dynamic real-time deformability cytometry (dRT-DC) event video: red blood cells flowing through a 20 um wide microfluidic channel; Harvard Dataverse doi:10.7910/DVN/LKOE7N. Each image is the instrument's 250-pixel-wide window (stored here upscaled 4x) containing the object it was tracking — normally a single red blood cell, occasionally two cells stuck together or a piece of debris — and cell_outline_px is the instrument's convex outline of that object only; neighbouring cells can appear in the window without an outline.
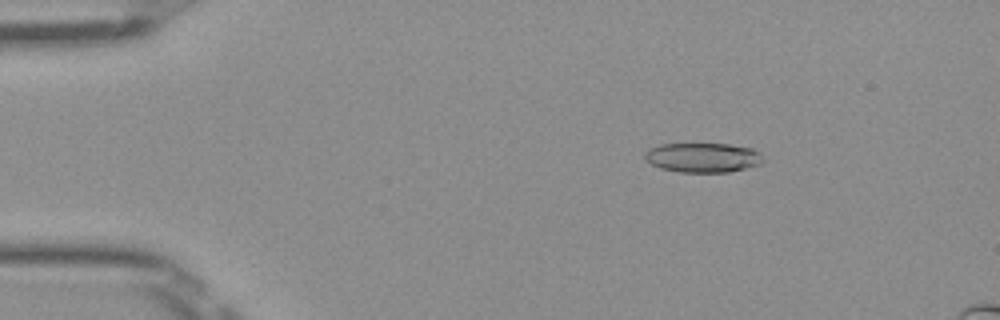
{"species": "Egyptian fruit bat (a non-hibernating species)", "species_latin": "Rousettus aegyptiacus", "temperature_condition": "room temperature", "stored_images_in_passage": 50, "camera_frame_rate_fps": 3000, "um_per_image_px": 0.085, "frame": {"image": 1, "passage_image": 8, "time_ms": 2.333, "image_size_px": [1000, 320], "cell_outline_px": [[764, 160], [760, 164], [728, 172], [680, 172], [660, 168], [652, 164], [644, 156], [644, 152], [648, 148], [660, 144], [728, 144], [752, 148], [760, 152]], "centroid_in_image_um": [59.74, 13.38], "position_along_channel_um": 25.3, "area_um2": 20.35}}
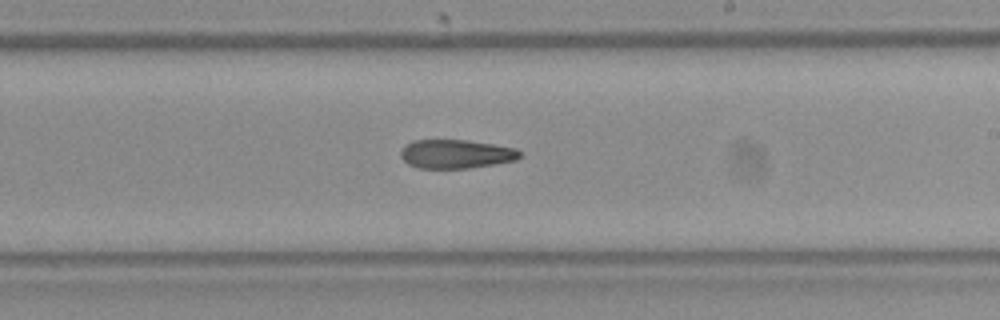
{"frame": {"image": 2, "passage_image": 30, "time_ms": 9.667, "image_size_px": [1000, 320], "cell_outline_px": [[520, 156], [516, 160], [468, 168], [420, 168], [408, 164], [400, 156], [400, 148], [404, 144], [412, 140], [464, 140], [492, 144], [516, 148], [520, 152]], "centroid_in_image_um": [38.7, 13.08], "position_along_channel_um": 250.3, "area_um2": 19.94}}
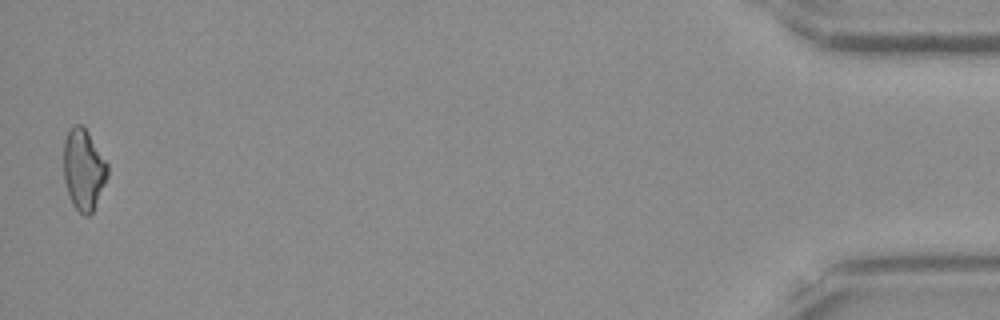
{"frame": {"image": 3, "passage_image": 50, "time_ms": 16.333, "image_size_px": [1000, 320], "cell_outline_px": [[108, 176], [92, 212], [88, 216], [84, 216], [72, 204], [64, 180], [64, 140], [68, 128], [76, 124], [80, 124], [88, 132], [108, 164]], "centroid_in_image_um": [7.1, 14.39], "position_along_channel_um": 428.1, "area_um2": 20.63}, "authors_computed_cell_mechanics": {"area_um2": 21.2126, "velocity_mm_per_s": 4.0283, "shape_relaxation_time_tau1_ms": 9.7541, "shape_relaxation_time_tau2_ms": 7.8556, "deformation_change_tau1": 0.2258, "deformation_change_tau2": 0.1861}}